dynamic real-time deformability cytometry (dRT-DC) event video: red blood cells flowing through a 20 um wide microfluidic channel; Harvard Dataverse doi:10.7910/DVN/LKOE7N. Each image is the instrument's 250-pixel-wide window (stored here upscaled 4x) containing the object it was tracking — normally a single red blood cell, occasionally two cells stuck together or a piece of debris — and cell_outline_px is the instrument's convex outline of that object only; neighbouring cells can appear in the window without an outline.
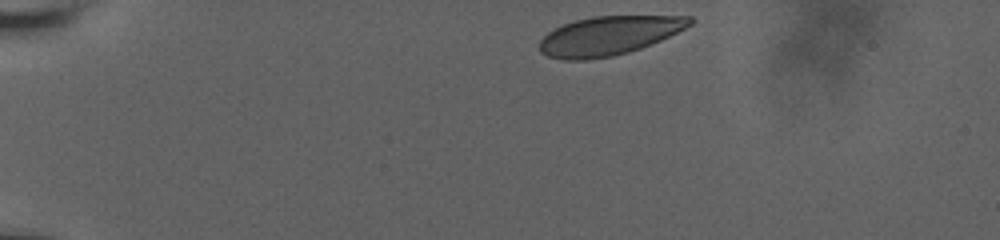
{"species": "human", "species_latin": "Homo sapiens", "temperature_condition": "room temperature", "stored_images_in_passage": 8, "camera_frame_rate_fps": 3000, "um_per_image_px": 0.085, "donor": {"sex": "male"}, "frame": {"image": 1, "passage_image": 1, "time_ms": 0.0, "image_size_px": [1000, 240], "cell_outline_px": [[696, 20], [692, 24], [660, 40], [640, 48], [628, 52], [612, 56], [588, 60], [564, 60], [548, 56], [540, 52], [540, 40], [548, 32], [564, 24], [576, 20], [592, 16], [692, 16]], "centroid_in_image_um": [51.74, 3.03], "position_along_channel_um": 33.3, "area_um2": 33.87}}
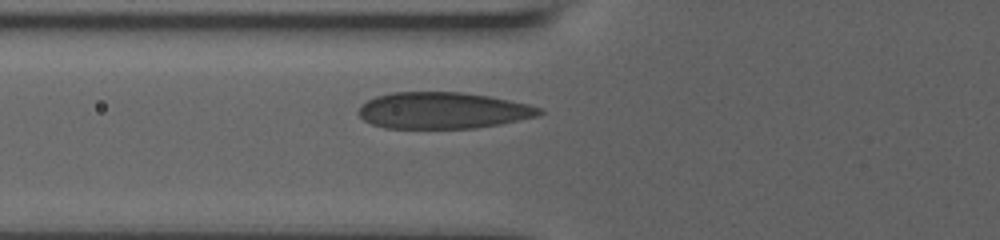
{"frame": {"image": 2, "passage_image": 6, "time_ms": 1.667, "image_size_px": [1000, 240], "cell_outline_px": [[544, 112], [540, 116], [500, 124], [476, 128], [384, 128], [372, 124], [364, 120], [356, 112], [360, 104], [376, 96], [392, 92], [464, 92], [488, 96], [528, 104], [540, 108]], "centroid_in_image_um": [37.62, 9.39], "position_along_channel_um": 88.2, "area_um2": 38.61}}
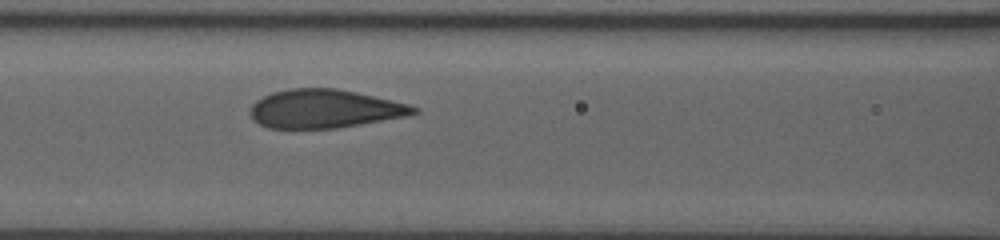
{"frame": {"image": 3, "passage_image": 8, "time_ms": 2.333, "image_size_px": [1000, 240], "cell_outline_px": [[420, 112], [408, 116], [336, 128], [268, 128], [260, 124], [248, 112], [252, 104], [256, 100], [272, 92], [288, 88], [336, 88], [356, 92], [408, 104], [420, 108]], "centroid_in_image_um": [27.59, 9.24], "position_along_channel_um": 139.0, "area_um2": 36.65}}